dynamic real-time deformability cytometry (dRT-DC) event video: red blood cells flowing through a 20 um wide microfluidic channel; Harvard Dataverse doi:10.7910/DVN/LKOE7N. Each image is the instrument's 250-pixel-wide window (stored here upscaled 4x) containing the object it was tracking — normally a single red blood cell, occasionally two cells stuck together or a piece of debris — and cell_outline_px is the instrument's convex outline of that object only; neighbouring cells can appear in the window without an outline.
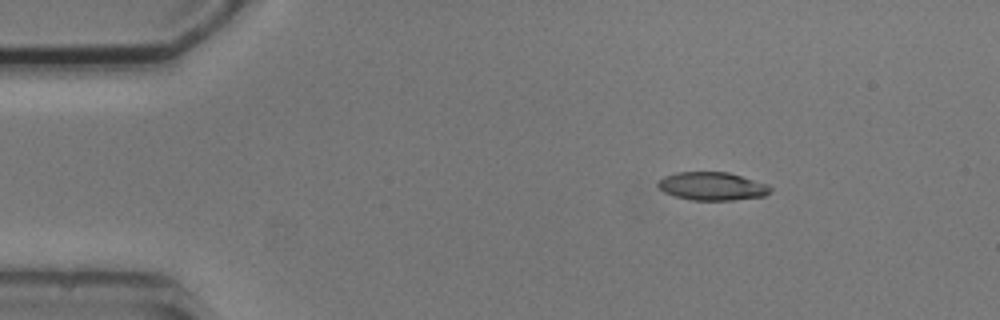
{"species": "common noctule bat (a hibernating species)", "species_latin": "Nyctalus noctula", "temperature_condition": "cold", "stored_images_in_passage": 5, "camera_frame_rate_fps": 3000, "um_per_image_px": 0.085, "animal": {"sex": "male", "body_mass_g": 20.5, "forearm_length_mm": 52.5}, "frame": {"image": 1, "passage_image": 3, "time_ms": 2.333, "image_size_px": [1000, 320], "cell_outline_px": [[772, 188], [764, 196], [732, 200], [692, 200], [676, 196], [664, 192], [656, 184], [664, 176], [676, 172], [728, 172], [768, 184]], "centroid_in_image_um": [60.53, 15.82], "position_along_channel_um": 24.5, "area_um2": 18.32}}